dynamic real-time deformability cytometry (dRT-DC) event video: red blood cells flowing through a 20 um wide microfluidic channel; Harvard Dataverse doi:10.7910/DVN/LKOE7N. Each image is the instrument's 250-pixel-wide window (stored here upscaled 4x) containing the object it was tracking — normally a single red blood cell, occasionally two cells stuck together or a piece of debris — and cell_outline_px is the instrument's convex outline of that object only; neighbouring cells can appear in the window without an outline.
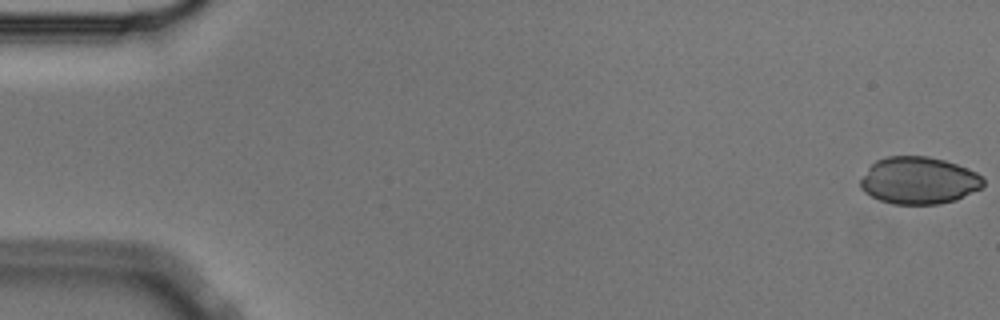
{"species": "Egyptian fruit bat (a non-hibernating species)", "species_latin": "Rousettus aegyptiacus", "temperature_condition": "cold", "stored_images_in_passage": 56, "camera_frame_rate_fps": 3000, "um_per_image_px": 0.085, "animal": {"sex": "male"}, "frame": {"image": 1, "passage_image": 1, "time_ms": 0.0, "image_size_px": [1000, 320], "cell_outline_px": [[984, 184], [980, 188], [956, 200], [940, 204], [892, 204], [880, 200], [864, 192], [860, 188], [860, 180], [868, 168], [876, 160], [888, 156], [928, 156], [944, 160], [956, 164], [976, 172], [984, 180]], "centroid_in_image_um": [78.08, 15.34], "position_along_channel_um": 6.9, "area_um2": 33.7}}